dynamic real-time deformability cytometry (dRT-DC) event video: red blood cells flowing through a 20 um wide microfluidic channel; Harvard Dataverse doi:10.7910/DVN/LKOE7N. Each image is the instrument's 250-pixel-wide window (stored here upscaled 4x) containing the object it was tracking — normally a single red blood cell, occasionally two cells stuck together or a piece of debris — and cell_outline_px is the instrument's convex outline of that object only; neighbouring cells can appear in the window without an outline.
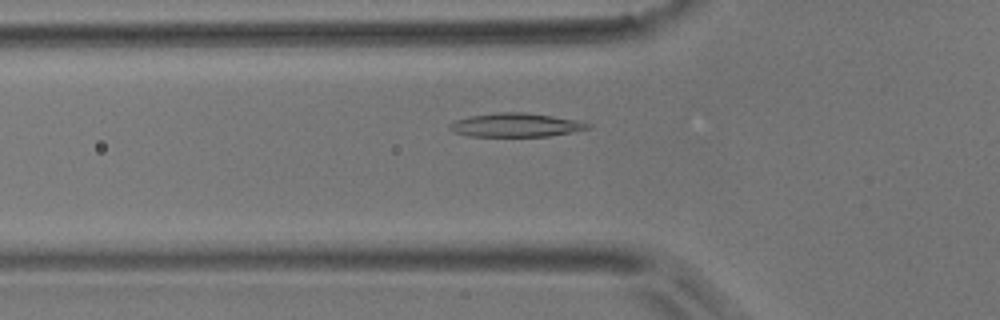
{"species": "common noctule bat (a hibernating species)", "species_latin": "Nyctalus noctula", "temperature_condition": "room temperature", "stored_images_in_passage": 42, "camera_frame_rate_fps": 3000, "um_per_image_px": 0.085, "animal": {"sex": "male", "body_mass_g": 17.9}, "frame": {"image": 1, "passage_image": 6, "time_ms": 1.667, "image_size_px": [1000, 320], "cell_outline_px": [[592, 128], [572, 132], [548, 136], [468, 136], [452, 132], [448, 128], [448, 124], [456, 120], [472, 116], [500, 112], [524, 112], [552, 116], [576, 120], [592, 124]], "centroid_in_image_um": [43.84, 10.63], "position_along_channel_um": 82.0, "area_um2": 19.07}}
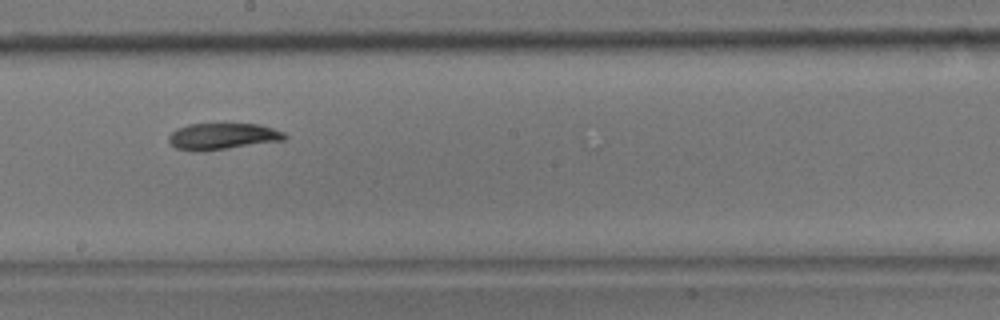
{"frame": {"image": 2, "passage_image": 18, "time_ms": 5.667, "image_size_px": [1000, 320], "cell_outline_px": [[288, 136], [284, 140], [228, 148], [196, 152], [176, 148], [168, 140], [168, 136], [176, 128], [188, 124], [260, 124], [284, 132]], "centroid_in_image_um": [18.9, 11.58], "position_along_channel_um": 229.3, "area_um2": 17.8}}
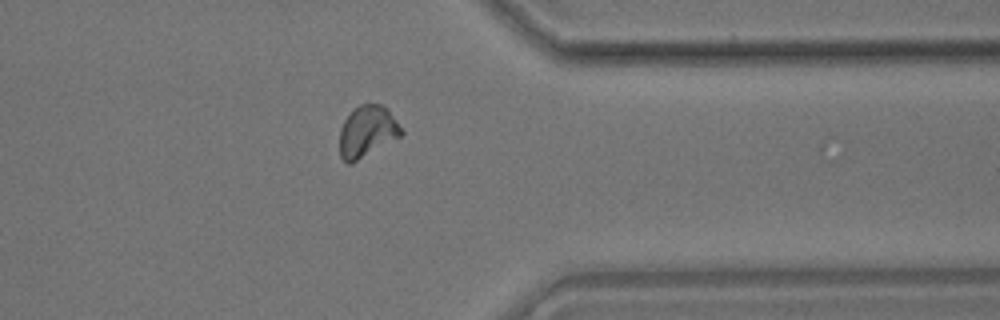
{"frame": {"image": 3, "passage_image": 31, "time_ms": 10.0, "image_size_px": [1000, 320], "cell_outline_px": [[404, 132], [400, 136], [352, 164], [348, 164], [340, 156], [340, 128], [344, 120], [360, 104], [380, 104], [388, 108], [404, 128]], "centroid_in_image_um": [31.24, 11.18], "position_along_channel_um": 380.2, "area_um2": 18.55}, "authors_computed_cell_mechanics": {"area_um2": 18.0914, "velocity_mm_per_s": 3.6722, "shape_relaxation_time_tau1_ms": 4.9808, "shape_relaxation_time_tau2_ms": 8.1611, "deformation_change_tau1": 0.1466, "deformation_change_tau2": 0.098}}